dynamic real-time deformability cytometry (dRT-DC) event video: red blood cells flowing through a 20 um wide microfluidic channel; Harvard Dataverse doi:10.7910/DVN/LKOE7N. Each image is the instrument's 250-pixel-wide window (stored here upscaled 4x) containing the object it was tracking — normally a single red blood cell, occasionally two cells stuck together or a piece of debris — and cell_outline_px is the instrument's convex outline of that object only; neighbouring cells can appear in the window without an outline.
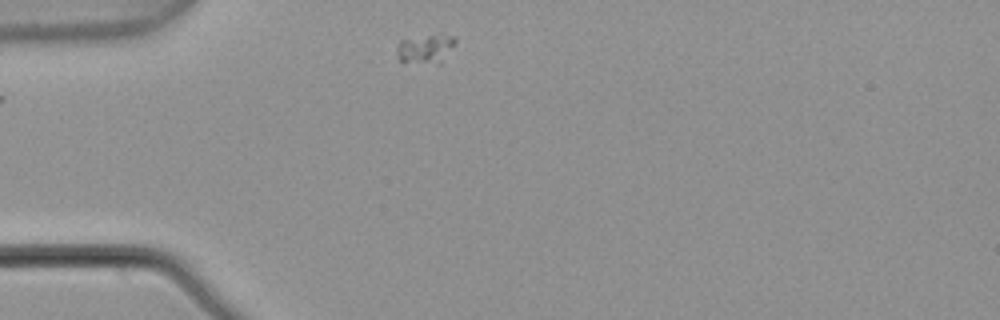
{"species": "common noctule bat (a hibernating species)", "species_latin": "Nyctalus noctula", "temperature_condition": "warm", "stored_images_in_passage": 6, "camera_frame_rate_fps": 3000, "um_per_image_px": 0.085, "animal": {"sex": "male", "body_mass_g": 21.5, "forearm_length_mm": 52.0}, "frame": {"image": 1, "passage_image": 1, "time_ms": 0.0, "image_size_px": [1000, 320], "cell_outline_px": [[456, 44], [440, 64], [400, 60], [396, 56], [396, 48], [400, 40], [440, 32], [452, 36], [456, 40]], "centroid_in_image_um": [36.21, 4.1], "position_along_channel_um": 48.8, "area_um2": 10.12}}